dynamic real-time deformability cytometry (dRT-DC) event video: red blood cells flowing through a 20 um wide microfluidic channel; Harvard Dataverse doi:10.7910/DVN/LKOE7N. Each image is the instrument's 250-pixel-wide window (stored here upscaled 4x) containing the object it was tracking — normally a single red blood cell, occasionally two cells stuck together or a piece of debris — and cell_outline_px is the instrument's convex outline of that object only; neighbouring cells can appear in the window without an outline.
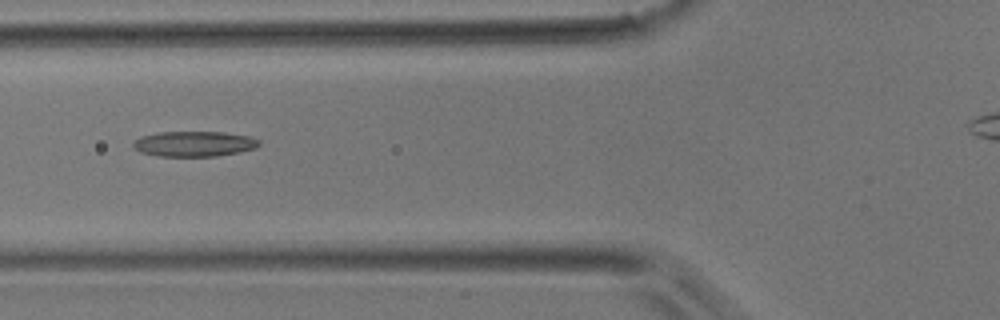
{"species": "common noctule bat (a hibernating species)", "species_latin": "Nyctalus noctula", "temperature_condition": "room temperature", "stored_images_in_passage": 3, "camera_frame_rate_fps": 3000, "um_per_image_px": 0.085, "animal": {"sex": "male", "body_mass_g": 17.9}, "frame": {"image": 1, "passage_image": 3, "time_ms": 0.667, "image_size_px": [1000, 320], "cell_outline_px": [[260, 144], [256, 148], [240, 152], [216, 156], [156, 156], [140, 152], [132, 144], [140, 136], [160, 132], [224, 132], [252, 136], [260, 140]], "centroid_in_image_um": [16.55, 12.22], "position_along_channel_um": 109.3, "area_um2": 18.67}}